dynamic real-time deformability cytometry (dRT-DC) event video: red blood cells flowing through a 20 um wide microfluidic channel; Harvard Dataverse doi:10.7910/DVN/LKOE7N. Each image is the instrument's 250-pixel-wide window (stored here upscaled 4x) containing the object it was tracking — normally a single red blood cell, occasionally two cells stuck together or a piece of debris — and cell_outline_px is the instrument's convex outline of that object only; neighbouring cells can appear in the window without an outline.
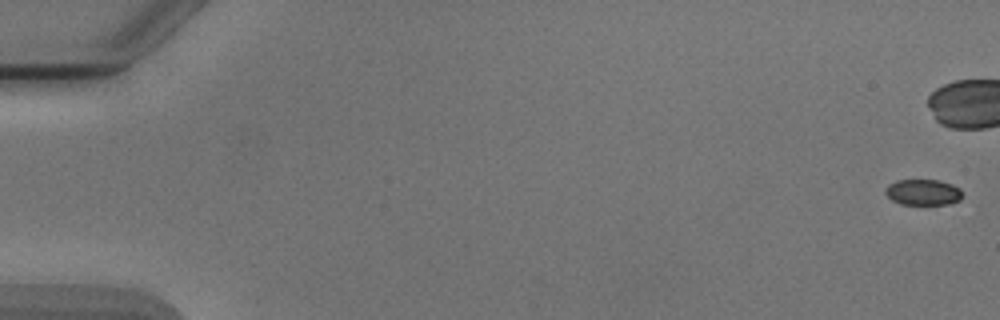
{"species": "Egyptian fruit bat (a non-hibernating species)", "species_latin": "Rousettus aegyptiacus", "temperature_condition": "cold", "stored_images_in_passage": 6, "segment_of_instrument_passage": [2, 2], "camera_frame_rate_fps": 3000, "um_per_image_px": 0.085, "animal": {"sex": "male"}, "frame": {"image": 1, "passage_image": 6, "time_ms": 6.0, "image_size_px": [1000, 320], "cell_outline_px": [[960, 200], [948, 204], [900, 204], [892, 200], [884, 192], [884, 188], [888, 184], [896, 180], [940, 180], [952, 184], [960, 188]], "centroid_in_image_um": [78.42, 16.33], "position_along_channel_um": 6.6, "area_um2": 11.62}}